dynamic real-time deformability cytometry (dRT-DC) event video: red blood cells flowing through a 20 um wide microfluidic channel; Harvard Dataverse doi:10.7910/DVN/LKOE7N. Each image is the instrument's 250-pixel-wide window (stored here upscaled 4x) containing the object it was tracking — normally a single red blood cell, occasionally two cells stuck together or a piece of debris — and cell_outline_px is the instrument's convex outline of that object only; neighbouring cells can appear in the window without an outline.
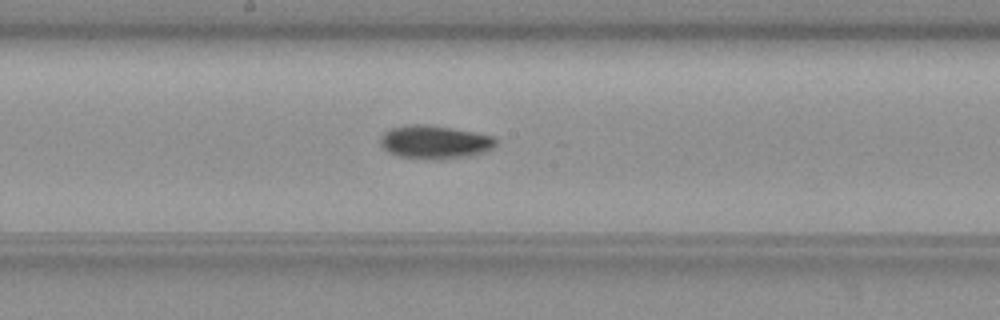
{"species": "common noctule bat (a hibernating species)", "species_latin": "Nyctalus noctula", "temperature_condition": "warm", "stored_images_in_passage": 49, "camera_frame_rate_fps": 3000, "um_per_image_px": 0.085, "animal": {"sex": "female", "body_mass_g": 19.3, "forearm_length_mm": 54.1}, "frame": {"image": 1, "passage_image": 28, "time_ms": 9.0, "image_size_px": [1000, 320], "cell_outline_px": [[496, 144], [492, 148], [484, 152], [468, 156], [440, 160], [428, 160], [400, 156], [388, 152], [384, 148], [380, 140], [384, 132], [392, 128], [412, 124], [424, 124], [476, 132], [496, 136]], "centroid_in_image_um": [36.99, 12.09], "position_along_channel_um": 211.2, "area_um2": 22.48}}